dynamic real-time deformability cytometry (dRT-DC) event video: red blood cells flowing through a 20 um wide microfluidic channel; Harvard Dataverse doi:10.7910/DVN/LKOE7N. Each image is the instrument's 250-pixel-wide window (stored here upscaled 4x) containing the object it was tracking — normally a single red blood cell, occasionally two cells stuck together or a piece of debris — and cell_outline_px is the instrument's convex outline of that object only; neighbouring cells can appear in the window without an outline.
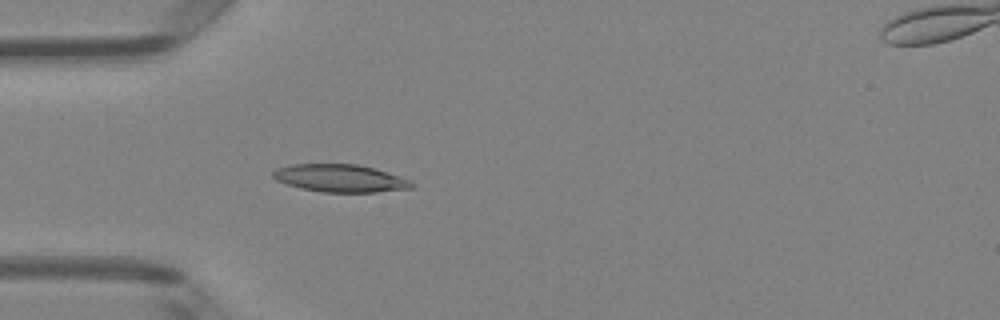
{"species": "Egyptian fruit bat (a non-hibernating species)", "species_latin": "Rousettus aegyptiacus", "temperature_condition": "room temperature", "stored_images_in_passage": 37, "camera_frame_rate_fps": 3000, "um_per_image_px": 0.085, "animal": {"sex": "female"}, "frame": {"image": 1, "passage_image": 2, "time_ms": 0.333, "image_size_px": [1000, 320], "cell_outline_px": [[416, 184], [412, 188], [376, 192], [320, 192], [300, 188], [276, 180], [272, 176], [272, 172], [280, 168], [292, 164], [356, 164], [376, 168], [412, 180]], "centroid_in_image_um": [28.97, 15.15], "position_along_channel_um": 56.0, "area_um2": 22.43}}
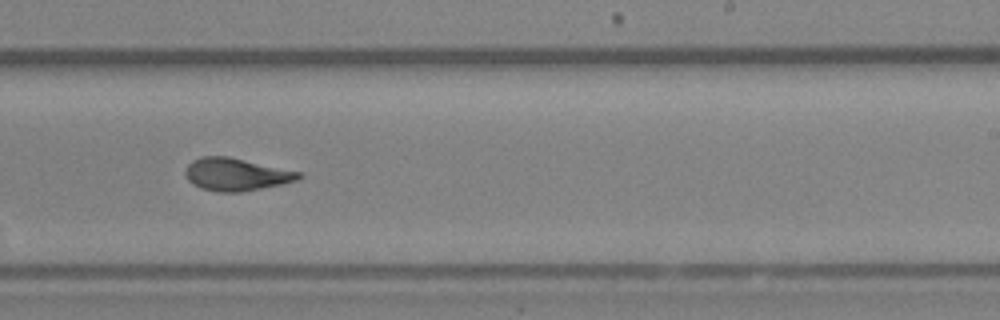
{"frame": {"image": 2, "passage_image": 18, "time_ms": 5.667, "image_size_px": [1000, 320], "cell_outline_px": [[304, 176], [296, 180], [280, 184], [240, 192], [220, 192], [200, 188], [192, 184], [188, 180], [184, 172], [188, 164], [192, 160], [200, 156], [228, 156], [300, 172]], "centroid_in_image_um": [20.02, 14.81], "position_along_channel_um": 269.0, "area_um2": 21.39}}
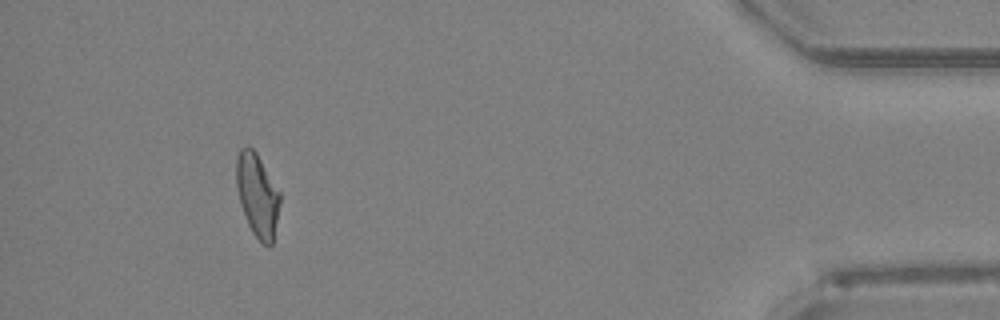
{"frame": {"image": 3, "passage_image": 33, "time_ms": 10.667, "image_size_px": [1000, 320], "cell_outline_px": [[280, 204], [272, 244], [268, 248], [260, 244], [252, 232], [248, 224], [240, 204], [236, 188], [236, 160], [240, 148], [248, 144], [256, 152], [280, 192]], "centroid_in_image_um": [21.86, 16.6], "position_along_channel_um": 413.3, "area_um2": 21.39}, "authors_computed_cell_mechanics": {"area_um2": 21.5016, "velocity_mm_per_s": 4.1083, "shape_relaxation_time_tau1_ms": 6.6279, "shape_relaxation_time_tau2_ms": 1.7141, "deformation_change_tau1": 0.1988, "deformation_change_tau2": 0.0844}}